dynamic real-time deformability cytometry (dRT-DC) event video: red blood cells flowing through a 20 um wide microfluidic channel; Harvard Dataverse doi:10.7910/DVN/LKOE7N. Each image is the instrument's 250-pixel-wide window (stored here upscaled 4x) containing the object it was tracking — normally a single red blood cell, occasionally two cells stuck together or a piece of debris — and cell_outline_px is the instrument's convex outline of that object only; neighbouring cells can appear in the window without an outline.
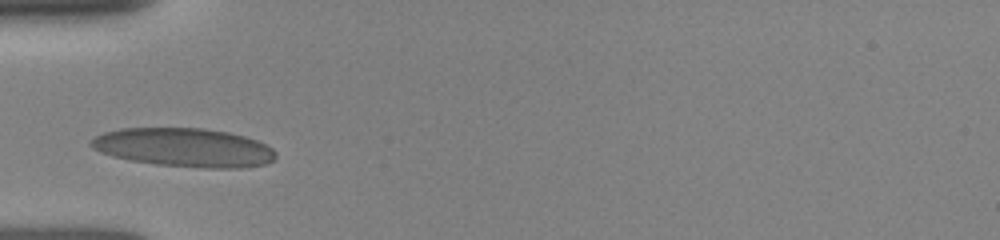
{"species": "human", "species_latin": "Homo sapiens", "temperature_condition": "room temperature", "stored_images_in_passage": 2, "camera_frame_rate_fps": 3000, "um_per_image_px": 0.085, "donor": {"sex": "female"}, "frame": {"image": 1, "passage_image": 1, "time_ms": 0.0, "image_size_px": [1000, 240], "cell_outline_px": [[276, 156], [268, 164], [240, 168], [204, 168], [156, 164], [132, 160], [112, 156], [100, 152], [92, 148], [88, 144], [88, 140], [104, 132], [120, 128], [204, 128], [228, 132], [244, 136], [256, 140], [272, 148], [276, 152]], "centroid_in_image_um": [15.63, 12.53], "position_along_channel_um": 69.4, "area_um2": 41.85}}
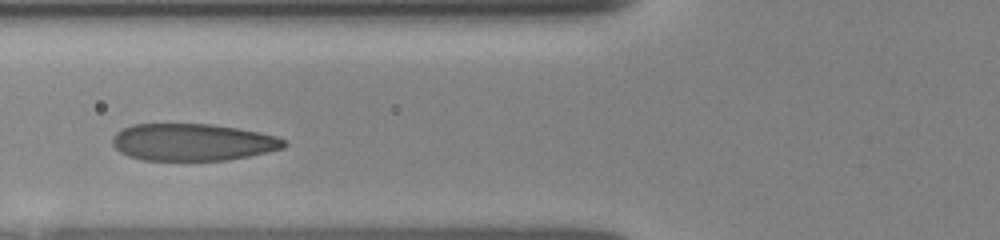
{"frame": {"image": 2, "passage_image": 2, "time_ms": 1.0, "image_size_px": [1000, 240], "cell_outline_px": [[288, 144], [284, 148], [268, 152], [228, 160], [144, 160], [128, 156], [120, 152], [112, 144], [112, 136], [116, 132], [132, 124], [212, 124], [260, 132], [276, 136], [284, 140]], "centroid_in_image_um": [16.37, 12.08], "position_along_channel_um": 109.4, "area_um2": 37.17}}